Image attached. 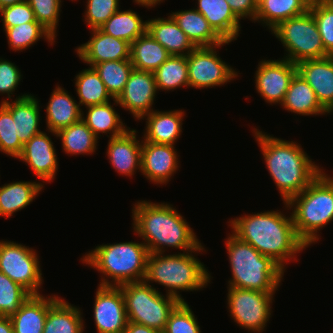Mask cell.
I'll use <instances>...</instances> for the list:
<instances>
[{
    "label": "cell",
    "instance_id": "d6986e66",
    "mask_svg": "<svg viewBox=\"0 0 333 333\" xmlns=\"http://www.w3.org/2000/svg\"><path fill=\"white\" fill-rule=\"evenodd\" d=\"M137 133L129 128L123 135L108 140L106 155L119 175L132 178L137 170L141 171L142 140L137 139Z\"/></svg>",
    "mask_w": 333,
    "mask_h": 333
},
{
    "label": "cell",
    "instance_id": "7a4b0ae2",
    "mask_svg": "<svg viewBox=\"0 0 333 333\" xmlns=\"http://www.w3.org/2000/svg\"><path fill=\"white\" fill-rule=\"evenodd\" d=\"M252 132L283 202L300 194L323 171L296 141L273 137L255 127Z\"/></svg>",
    "mask_w": 333,
    "mask_h": 333
},
{
    "label": "cell",
    "instance_id": "ab89813d",
    "mask_svg": "<svg viewBox=\"0 0 333 333\" xmlns=\"http://www.w3.org/2000/svg\"><path fill=\"white\" fill-rule=\"evenodd\" d=\"M31 294L0 272V317H11Z\"/></svg>",
    "mask_w": 333,
    "mask_h": 333
},
{
    "label": "cell",
    "instance_id": "60d3db41",
    "mask_svg": "<svg viewBox=\"0 0 333 333\" xmlns=\"http://www.w3.org/2000/svg\"><path fill=\"white\" fill-rule=\"evenodd\" d=\"M309 11L315 19L325 51L333 56V0H312Z\"/></svg>",
    "mask_w": 333,
    "mask_h": 333
},
{
    "label": "cell",
    "instance_id": "9a60e30c",
    "mask_svg": "<svg viewBox=\"0 0 333 333\" xmlns=\"http://www.w3.org/2000/svg\"><path fill=\"white\" fill-rule=\"evenodd\" d=\"M157 86L152 72L133 69L123 92L113 99L115 106L129 111L135 121L141 120L153 111V103L157 96Z\"/></svg>",
    "mask_w": 333,
    "mask_h": 333
},
{
    "label": "cell",
    "instance_id": "f35d334b",
    "mask_svg": "<svg viewBox=\"0 0 333 333\" xmlns=\"http://www.w3.org/2000/svg\"><path fill=\"white\" fill-rule=\"evenodd\" d=\"M93 68L113 99H117L123 92L130 73L134 69L130 60L105 61L95 64Z\"/></svg>",
    "mask_w": 333,
    "mask_h": 333
},
{
    "label": "cell",
    "instance_id": "6da1fadb",
    "mask_svg": "<svg viewBox=\"0 0 333 333\" xmlns=\"http://www.w3.org/2000/svg\"><path fill=\"white\" fill-rule=\"evenodd\" d=\"M289 216L283 211L268 210L230 219L228 226L235 236L286 270L288 261L298 262L297 254L307 247L298 238L292 215Z\"/></svg>",
    "mask_w": 333,
    "mask_h": 333
},
{
    "label": "cell",
    "instance_id": "8d00e7d4",
    "mask_svg": "<svg viewBox=\"0 0 333 333\" xmlns=\"http://www.w3.org/2000/svg\"><path fill=\"white\" fill-rule=\"evenodd\" d=\"M153 74L158 91L189 88L187 56L171 55Z\"/></svg>",
    "mask_w": 333,
    "mask_h": 333
},
{
    "label": "cell",
    "instance_id": "f907efd6",
    "mask_svg": "<svg viewBox=\"0 0 333 333\" xmlns=\"http://www.w3.org/2000/svg\"><path fill=\"white\" fill-rule=\"evenodd\" d=\"M0 333H14L10 317H0Z\"/></svg>",
    "mask_w": 333,
    "mask_h": 333
},
{
    "label": "cell",
    "instance_id": "9c48e42d",
    "mask_svg": "<svg viewBox=\"0 0 333 333\" xmlns=\"http://www.w3.org/2000/svg\"><path fill=\"white\" fill-rule=\"evenodd\" d=\"M271 32L285 49L283 58L292 63L330 56L325 51L317 24L309 10L281 21Z\"/></svg>",
    "mask_w": 333,
    "mask_h": 333
},
{
    "label": "cell",
    "instance_id": "5bb4252c",
    "mask_svg": "<svg viewBox=\"0 0 333 333\" xmlns=\"http://www.w3.org/2000/svg\"><path fill=\"white\" fill-rule=\"evenodd\" d=\"M94 300V322L97 333H123L128 318L119 286L97 287Z\"/></svg>",
    "mask_w": 333,
    "mask_h": 333
},
{
    "label": "cell",
    "instance_id": "2e32d148",
    "mask_svg": "<svg viewBox=\"0 0 333 333\" xmlns=\"http://www.w3.org/2000/svg\"><path fill=\"white\" fill-rule=\"evenodd\" d=\"M178 157L174 145L156 144L142 139L140 172L153 184L166 185L179 170Z\"/></svg>",
    "mask_w": 333,
    "mask_h": 333
},
{
    "label": "cell",
    "instance_id": "836d02e7",
    "mask_svg": "<svg viewBox=\"0 0 333 333\" xmlns=\"http://www.w3.org/2000/svg\"><path fill=\"white\" fill-rule=\"evenodd\" d=\"M102 32L132 44L138 37L147 32V20L129 9L118 10L100 28Z\"/></svg>",
    "mask_w": 333,
    "mask_h": 333
},
{
    "label": "cell",
    "instance_id": "4fadbf2b",
    "mask_svg": "<svg viewBox=\"0 0 333 333\" xmlns=\"http://www.w3.org/2000/svg\"><path fill=\"white\" fill-rule=\"evenodd\" d=\"M255 72L257 93L269 104H282L291 80L297 73V65L284 58L262 59Z\"/></svg>",
    "mask_w": 333,
    "mask_h": 333
},
{
    "label": "cell",
    "instance_id": "4dcf8cb0",
    "mask_svg": "<svg viewBox=\"0 0 333 333\" xmlns=\"http://www.w3.org/2000/svg\"><path fill=\"white\" fill-rule=\"evenodd\" d=\"M115 104L107 102L101 105H92L85 107L86 114L82 110V121L90 128L93 134L97 137H101V133L109 134L106 135L110 138L118 137L123 135L130 127H127L124 121L120 118L116 108L113 107ZM84 114L86 116H84ZM100 136V137H99Z\"/></svg>",
    "mask_w": 333,
    "mask_h": 333
},
{
    "label": "cell",
    "instance_id": "52a82bcc",
    "mask_svg": "<svg viewBox=\"0 0 333 333\" xmlns=\"http://www.w3.org/2000/svg\"><path fill=\"white\" fill-rule=\"evenodd\" d=\"M228 235L225 248L232 273L228 287L276 293L285 270L233 233Z\"/></svg>",
    "mask_w": 333,
    "mask_h": 333
},
{
    "label": "cell",
    "instance_id": "c3c4849f",
    "mask_svg": "<svg viewBox=\"0 0 333 333\" xmlns=\"http://www.w3.org/2000/svg\"><path fill=\"white\" fill-rule=\"evenodd\" d=\"M233 13L240 19L254 22L258 11V0H226Z\"/></svg>",
    "mask_w": 333,
    "mask_h": 333
},
{
    "label": "cell",
    "instance_id": "f6af8a7d",
    "mask_svg": "<svg viewBox=\"0 0 333 333\" xmlns=\"http://www.w3.org/2000/svg\"><path fill=\"white\" fill-rule=\"evenodd\" d=\"M120 0H87L84 22L90 30L99 29L115 12L121 9Z\"/></svg>",
    "mask_w": 333,
    "mask_h": 333
},
{
    "label": "cell",
    "instance_id": "ee69618b",
    "mask_svg": "<svg viewBox=\"0 0 333 333\" xmlns=\"http://www.w3.org/2000/svg\"><path fill=\"white\" fill-rule=\"evenodd\" d=\"M31 6L35 19L56 39L61 10V0H26Z\"/></svg>",
    "mask_w": 333,
    "mask_h": 333
},
{
    "label": "cell",
    "instance_id": "e0dca14e",
    "mask_svg": "<svg viewBox=\"0 0 333 333\" xmlns=\"http://www.w3.org/2000/svg\"><path fill=\"white\" fill-rule=\"evenodd\" d=\"M17 159L25 162L43 185L55 179L59 167L56 149L45 131L31 137Z\"/></svg>",
    "mask_w": 333,
    "mask_h": 333
},
{
    "label": "cell",
    "instance_id": "681fc988",
    "mask_svg": "<svg viewBox=\"0 0 333 333\" xmlns=\"http://www.w3.org/2000/svg\"><path fill=\"white\" fill-rule=\"evenodd\" d=\"M123 333H162L154 328L128 321Z\"/></svg>",
    "mask_w": 333,
    "mask_h": 333
},
{
    "label": "cell",
    "instance_id": "1f68e13d",
    "mask_svg": "<svg viewBox=\"0 0 333 333\" xmlns=\"http://www.w3.org/2000/svg\"><path fill=\"white\" fill-rule=\"evenodd\" d=\"M312 0H258L254 23H261L271 31L281 21L306 13Z\"/></svg>",
    "mask_w": 333,
    "mask_h": 333
},
{
    "label": "cell",
    "instance_id": "f1b7e54d",
    "mask_svg": "<svg viewBox=\"0 0 333 333\" xmlns=\"http://www.w3.org/2000/svg\"><path fill=\"white\" fill-rule=\"evenodd\" d=\"M44 187L39 181H13L0 186V216L10 218L26 208Z\"/></svg>",
    "mask_w": 333,
    "mask_h": 333
},
{
    "label": "cell",
    "instance_id": "f5cc1de1",
    "mask_svg": "<svg viewBox=\"0 0 333 333\" xmlns=\"http://www.w3.org/2000/svg\"><path fill=\"white\" fill-rule=\"evenodd\" d=\"M26 0H0V9L9 5L18 4Z\"/></svg>",
    "mask_w": 333,
    "mask_h": 333
},
{
    "label": "cell",
    "instance_id": "7c38bea8",
    "mask_svg": "<svg viewBox=\"0 0 333 333\" xmlns=\"http://www.w3.org/2000/svg\"><path fill=\"white\" fill-rule=\"evenodd\" d=\"M230 41L212 47H196L187 55L189 87L214 88L233 81L238 72L218 55V49ZM218 48V49H217ZM217 49V50H216ZM218 52V53H217Z\"/></svg>",
    "mask_w": 333,
    "mask_h": 333
},
{
    "label": "cell",
    "instance_id": "d590c367",
    "mask_svg": "<svg viewBox=\"0 0 333 333\" xmlns=\"http://www.w3.org/2000/svg\"><path fill=\"white\" fill-rule=\"evenodd\" d=\"M79 106L101 105L113 100L93 67L81 70L74 78Z\"/></svg>",
    "mask_w": 333,
    "mask_h": 333
},
{
    "label": "cell",
    "instance_id": "bcb514c9",
    "mask_svg": "<svg viewBox=\"0 0 333 333\" xmlns=\"http://www.w3.org/2000/svg\"><path fill=\"white\" fill-rule=\"evenodd\" d=\"M3 28L15 27L28 22H37L34 12L27 1L0 9Z\"/></svg>",
    "mask_w": 333,
    "mask_h": 333
},
{
    "label": "cell",
    "instance_id": "8992f818",
    "mask_svg": "<svg viewBox=\"0 0 333 333\" xmlns=\"http://www.w3.org/2000/svg\"><path fill=\"white\" fill-rule=\"evenodd\" d=\"M283 204L290 210L298 238L307 247L317 243L319 231L333 221V176L322 171L300 194Z\"/></svg>",
    "mask_w": 333,
    "mask_h": 333
},
{
    "label": "cell",
    "instance_id": "5b68a950",
    "mask_svg": "<svg viewBox=\"0 0 333 333\" xmlns=\"http://www.w3.org/2000/svg\"><path fill=\"white\" fill-rule=\"evenodd\" d=\"M148 256L142 241H127L98 245L80 259L102 274L98 285L119 286L145 280Z\"/></svg>",
    "mask_w": 333,
    "mask_h": 333
},
{
    "label": "cell",
    "instance_id": "484cf974",
    "mask_svg": "<svg viewBox=\"0 0 333 333\" xmlns=\"http://www.w3.org/2000/svg\"><path fill=\"white\" fill-rule=\"evenodd\" d=\"M147 32L171 55L187 56L196 48L171 15L147 20Z\"/></svg>",
    "mask_w": 333,
    "mask_h": 333
},
{
    "label": "cell",
    "instance_id": "30bf717a",
    "mask_svg": "<svg viewBox=\"0 0 333 333\" xmlns=\"http://www.w3.org/2000/svg\"><path fill=\"white\" fill-rule=\"evenodd\" d=\"M227 306L231 319L251 333H262L272 314L275 293L227 287Z\"/></svg>",
    "mask_w": 333,
    "mask_h": 333
},
{
    "label": "cell",
    "instance_id": "cb8c5ba5",
    "mask_svg": "<svg viewBox=\"0 0 333 333\" xmlns=\"http://www.w3.org/2000/svg\"><path fill=\"white\" fill-rule=\"evenodd\" d=\"M59 295H30L19 310L10 317L14 333H43L48 308Z\"/></svg>",
    "mask_w": 333,
    "mask_h": 333
},
{
    "label": "cell",
    "instance_id": "44dd1931",
    "mask_svg": "<svg viewBox=\"0 0 333 333\" xmlns=\"http://www.w3.org/2000/svg\"><path fill=\"white\" fill-rule=\"evenodd\" d=\"M185 116L184 110H169L157 111L153 110L145 115V130L143 139L147 142L156 144H169L174 145L181 137L183 118Z\"/></svg>",
    "mask_w": 333,
    "mask_h": 333
},
{
    "label": "cell",
    "instance_id": "7bdbcfd3",
    "mask_svg": "<svg viewBox=\"0 0 333 333\" xmlns=\"http://www.w3.org/2000/svg\"><path fill=\"white\" fill-rule=\"evenodd\" d=\"M200 326L192 308L180 302L170 313L165 330L162 333H201Z\"/></svg>",
    "mask_w": 333,
    "mask_h": 333
},
{
    "label": "cell",
    "instance_id": "ffe728a7",
    "mask_svg": "<svg viewBox=\"0 0 333 333\" xmlns=\"http://www.w3.org/2000/svg\"><path fill=\"white\" fill-rule=\"evenodd\" d=\"M297 73L314 90L320 104L333 113V56L298 62Z\"/></svg>",
    "mask_w": 333,
    "mask_h": 333
},
{
    "label": "cell",
    "instance_id": "277c9868",
    "mask_svg": "<svg viewBox=\"0 0 333 333\" xmlns=\"http://www.w3.org/2000/svg\"><path fill=\"white\" fill-rule=\"evenodd\" d=\"M206 252L204 245L189 252L175 254L149 253L145 281L165 287L167 295L185 302L180 291H199L211 282L205 265L196 257ZM197 253V254H196ZM195 254V255H194Z\"/></svg>",
    "mask_w": 333,
    "mask_h": 333
},
{
    "label": "cell",
    "instance_id": "3957f363",
    "mask_svg": "<svg viewBox=\"0 0 333 333\" xmlns=\"http://www.w3.org/2000/svg\"><path fill=\"white\" fill-rule=\"evenodd\" d=\"M132 228L149 253H164L168 247L180 253L198 249L202 243L184 217L170 203L140 200L133 204ZM166 248V249H165Z\"/></svg>",
    "mask_w": 333,
    "mask_h": 333
},
{
    "label": "cell",
    "instance_id": "4316f807",
    "mask_svg": "<svg viewBox=\"0 0 333 333\" xmlns=\"http://www.w3.org/2000/svg\"><path fill=\"white\" fill-rule=\"evenodd\" d=\"M281 106L289 113L292 112L302 116L330 115L318 101L314 90L298 73L291 80Z\"/></svg>",
    "mask_w": 333,
    "mask_h": 333
},
{
    "label": "cell",
    "instance_id": "d6a6232c",
    "mask_svg": "<svg viewBox=\"0 0 333 333\" xmlns=\"http://www.w3.org/2000/svg\"><path fill=\"white\" fill-rule=\"evenodd\" d=\"M171 54L148 32L130 44V62L134 69L154 72Z\"/></svg>",
    "mask_w": 333,
    "mask_h": 333
},
{
    "label": "cell",
    "instance_id": "ba28073f",
    "mask_svg": "<svg viewBox=\"0 0 333 333\" xmlns=\"http://www.w3.org/2000/svg\"><path fill=\"white\" fill-rule=\"evenodd\" d=\"M121 288L128 321L165 330L170 313L180 303L170 295H163L145 280L119 285Z\"/></svg>",
    "mask_w": 333,
    "mask_h": 333
},
{
    "label": "cell",
    "instance_id": "b9f144b4",
    "mask_svg": "<svg viewBox=\"0 0 333 333\" xmlns=\"http://www.w3.org/2000/svg\"><path fill=\"white\" fill-rule=\"evenodd\" d=\"M23 144L16 135L15 122L11 112L0 103V151L12 158H18Z\"/></svg>",
    "mask_w": 333,
    "mask_h": 333
},
{
    "label": "cell",
    "instance_id": "7dc6e473",
    "mask_svg": "<svg viewBox=\"0 0 333 333\" xmlns=\"http://www.w3.org/2000/svg\"><path fill=\"white\" fill-rule=\"evenodd\" d=\"M21 80L22 74L18 66L14 62L0 58V94H7L6 100L2 99L1 103L12 100L11 95L17 90Z\"/></svg>",
    "mask_w": 333,
    "mask_h": 333
},
{
    "label": "cell",
    "instance_id": "74e56055",
    "mask_svg": "<svg viewBox=\"0 0 333 333\" xmlns=\"http://www.w3.org/2000/svg\"><path fill=\"white\" fill-rule=\"evenodd\" d=\"M12 51H23L42 39L50 45L55 43L54 36L38 22H28L15 27L3 28Z\"/></svg>",
    "mask_w": 333,
    "mask_h": 333
},
{
    "label": "cell",
    "instance_id": "ac0fdd59",
    "mask_svg": "<svg viewBox=\"0 0 333 333\" xmlns=\"http://www.w3.org/2000/svg\"><path fill=\"white\" fill-rule=\"evenodd\" d=\"M91 38L75 51L84 63L93 67L97 63L115 60H130V43L93 29Z\"/></svg>",
    "mask_w": 333,
    "mask_h": 333
},
{
    "label": "cell",
    "instance_id": "816d5d0a",
    "mask_svg": "<svg viewBox=\"0 0 333 333\" xmlns=\"http://www.w3.org/2000/svg\"><path fill=\"white\" fill-rule=\"evenodd\" d=\"M164 0H133L139 6L146 8H154L156 5H160Z\"/></svg>",
    "mask_w": 333,
    "mask_h": 333
},
{
    "label": "cell",
    "instance_id": "d4e9b609",
    "mask_svg": "<svg viewBox=\"0 0 333 333\" xmlns=\"http://www.w3.org/2000/svg\"><path fill=\"white\" fill-rule=\"evenodd\" d=\"M213 30L224 40L233 42L240 35V19L226 0H197V8Z\"/></svg>",
    "mask_w": 333,
    "mask_h": 333
},
{
    "label": "cell",
    "instance_id": "83f0119b",
    "mask_svg": "<svg viewBox=\"0 0 333 333\" xmlns=\"http://www.w3.org/2000/svg\"><path fill=\"white\" fill-rule=\"evenodd\" d=\"M170 15L196 47H212L224 42L209 25L205 17L195 8L178 10Z\"/></svg>",
    "mask_w": 333,
    "mask_h": 333
},
{
    "label": "cell",
    "instance_id": "8fae6325",
    "mask_svg": "<svg viewBox=\"0 0 333 333\" xmlns=\"http://www.w3.org/2000/svg\"><path fill=\"white\" fill-rule=\"evenodd\" d=\"M39 256L35 249L14 241L0 240V272L20 284L31 295H41L43 285Z\"/></svg>",
    "mask_w": 333,
    "mask_h": 333
},
{
    "label": "cell",
    "instance_id": "e575fe53",
    "mask_svg": "<svg viewBox=\"0 0 333 333\" xmlns=\"http://www.w3.org/2000/svg\"><path fill=\"white\" fill-rule=\"evenodd\" d=\"M56 134L61 141L62 150L69 156L92 155L97 150L98 138L82 119L59 130Z\"/></svg>",
    "mask_w": 333,
    "mask_h": 333
},
{
    "label": "cell",
    "instance_id": "603a6c76",
    "mask_svg": "<svg viewBox=\"0 0 333 333\" xmlns=\"http://www.w3.org/2000/svg\"><path fill=\"white\" fill-rule=\"evenodd\" d=\"M40 101L31 93L21 94L13 101L2 103L12 114L16 135L24 145L31 137L41 133Z\"/></svg>",
    "mask_w": 333,
    "mask_h": 333
},
{
    "label": "cell",
    "instance_id": "f546056e",
    "mask_svg": "<svg viewBox=\"0 0 333 333\" xmlns=\"http://www.w3.org/2000/svg\"><path fill=\"white\" fill-rule=\"evenodd\" d=\"M82 310L59 297L49 308L43 333H83Z\"/></svg>",
    "mask_w": 333,
    "mask_h": 333
},
{
    "label": "cell",
    "instance_id": "7402d4cb",
    "mask_svg": "<svg viewBox=\"0 0 333 333\" xmlns=\"http://www.w3.org/2000/svg\"><path fill=\"white\" fill-rule=\"evenodd\" d=\"M50 99L46 105V129L53 136L63 128L77 123L81 120L82 109L79 103L62 86L57 85L51 92Z\"/></svg>",
    "mask_w": 333,
    "mask_h": 333
}]
</instances>
